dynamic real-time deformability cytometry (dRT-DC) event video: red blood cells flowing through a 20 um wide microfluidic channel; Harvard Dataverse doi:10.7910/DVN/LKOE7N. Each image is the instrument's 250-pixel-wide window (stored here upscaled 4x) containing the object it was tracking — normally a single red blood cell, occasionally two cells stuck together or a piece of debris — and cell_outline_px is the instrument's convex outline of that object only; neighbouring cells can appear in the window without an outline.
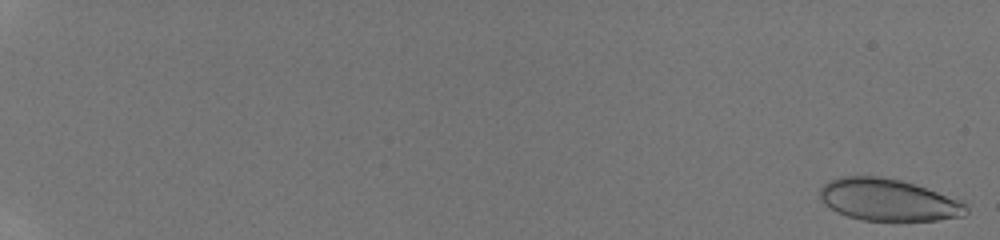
{"species": "human", "species_latin": "Homo sapiens", "temperature_condition": "room temperature", "stored_images_in_passage": 50, "camera_frame_rate_fps": 3000, "um_per_image_px": 0.085, "donor": {"sex": "male"}, "frame": {"image": 1, "passage_image": 1, "time_ms": 0.0, "image_size_px": [1000, 240], "cell_outline_px": [[968, 212], [964, 216], [936, 220], [860, 220], [836, 212], [824, 204], [820, 196], [820, 188], [828, 180], [840, 176], [880, 176], [900, 180], [960, 200], [968, 208]], "centroid_in_image_um": [75.45, 16.99], "position_along_channel_um": 9.5, "area_um2": 35.55}}
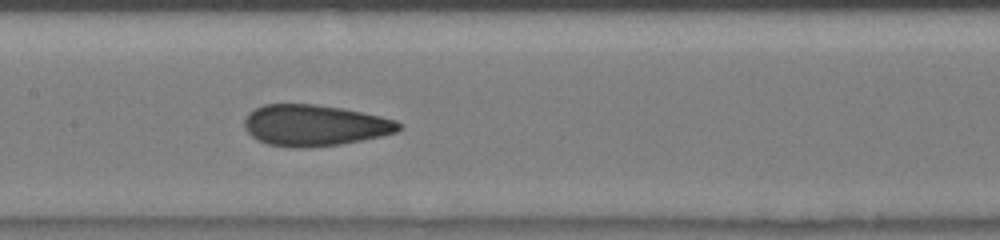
{"frame": {"image": 2, "passage_image": 28, "time_ms": 10.0, "image_size_px": [1000, 240], "cell_outline_px": [[404, 128], [396, 132], [380, 136], [340, 144], [308, 148], [292, 148], [268, 144], [256, 140], [244, 128], [244, 120], [248, 112], [264, 104], [316, 104], [340, 108], [380, 116], [396, 120], [404, 124]], "centroid_in_image_um": [26.73, 10.66], "position_along_channel_um": 180.7, "area_um2": 37.22}}
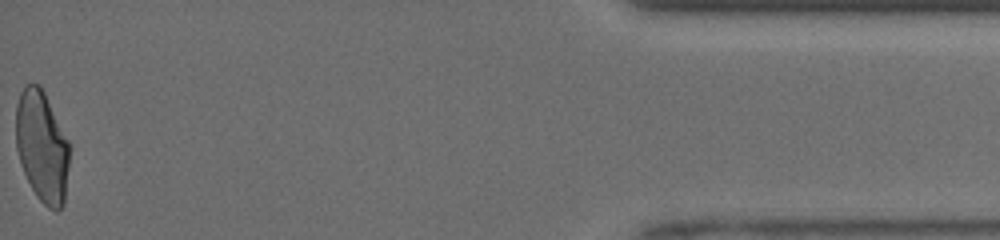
{"frame": {"image": 3, "passage_image": 50, "time_ms": 17.667, "image_size_px": [1000, 240], "cell_outline_px": [[68, 168], [64, 204], [56, 212], [48, 208], [36, 196], [24, 172], [16, 148], [16, 104], [20, 92], [24, 84], [40, 84], [68, 140]], "centroid_in_image_um": [3.55, 12.45], "position_along_channel_um": 431.6, "area_um2": 34.51}, "authors_computed_cell_mechanics": {"area_um2": 36.3562, "velocity_mm_per_s": 4.1542, "shape_relaxation_time_tau1_ms": null, "shape_relaxation_time_tau2_ms": 0.9421, "deformation_change_tau1": null, "deformation_change_tau2": 0.0613}}